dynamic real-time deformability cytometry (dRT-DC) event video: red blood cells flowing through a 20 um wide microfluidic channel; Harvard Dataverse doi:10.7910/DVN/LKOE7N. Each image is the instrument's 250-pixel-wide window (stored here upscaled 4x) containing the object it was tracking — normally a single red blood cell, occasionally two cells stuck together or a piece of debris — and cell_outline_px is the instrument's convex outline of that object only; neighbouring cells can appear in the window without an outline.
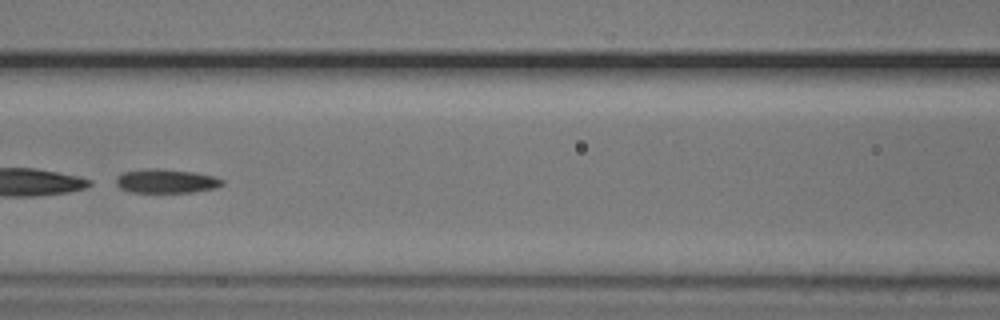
{"species": "common noctule bat (a hibernating species)", "species_latin": "Nyctalus noctula", "temperature_condition": "cold", "stored_images_in_passage": 50, "segment_of_instrument_passage": [2, 2], "camera_frame_rate_fps": 3000, "um_per_image_px": 0.085, "animal": {"sex": "male", "body_mass_g": 20.5, "forearm_length_mm": 52.5}, "frame": {"image": 1, "passage_image": 23, "time_ms": 7.333, "image_size_px": [1000, 320], "cell_outline_px": [[224, 184], [216, 188], [196, 192], [132, 192], [120, 188], [116, 184], [116, 176], [120, 172], [148, 168], [156, 168], [196, 172], [216, 176], [224, 180]], "centroid_in_image_um": [14.14, 15.38], "position_along_channel_um": 152.5, "area_um2": 15.14}}